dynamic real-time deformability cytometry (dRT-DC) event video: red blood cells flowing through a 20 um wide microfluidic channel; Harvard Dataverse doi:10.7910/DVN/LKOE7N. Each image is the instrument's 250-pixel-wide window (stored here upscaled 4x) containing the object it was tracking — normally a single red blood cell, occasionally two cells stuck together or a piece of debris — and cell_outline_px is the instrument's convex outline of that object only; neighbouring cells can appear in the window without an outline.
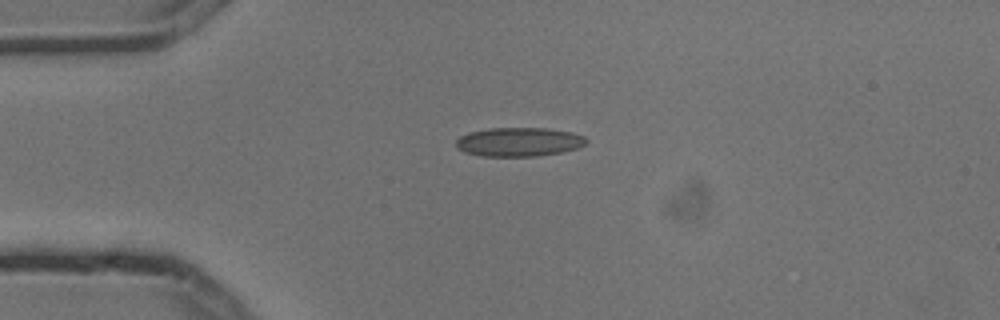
{"species": "common noctule bat (a hibernating species)", "species_latin": "Nyctalus noctula", "temperature_condition": "cold", "stored_images_in_passage": 7, "camera_frame_rate_fps": 3000, "um_per_image_px": 0.085, "animal": {"sex": "male", "body_mass_g": 13.3}, "frame": {"image": 1, "passage_image": 1, "time_ms": 0.0, "image_size_px": [1000, 320], "cell_outline_px": [[588, 140], [584, 144], [576, 148], [560, 152], [536, 156], [480, 156], [464, 152], [456, 148], [456, 140], [460, 136], [468, 132], [488, 128], [544, 128], [572, 132], [584, 136]], "centroid_in_image_um": [44.06, 12.06], "position_along_channel_um": 40.9, "area_um2": 21.96}}
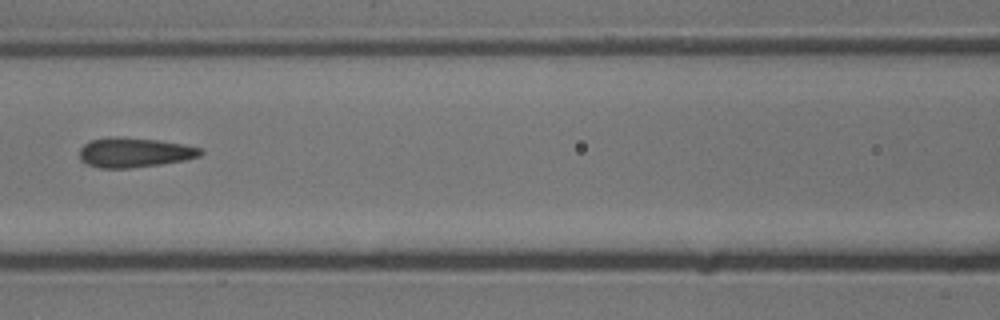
{"frame": {"image": 2, "passage_image": 4, "time_ms": 1.0, "image_size_px": [1000, 320], "cell_outline_px": [[204, 152], [200, 156], [184, 160], [160, 164], [128, 168], [100, 168], [88, 164], [80, 160], [80, 148], [84, 144], [92, 140], [112, 136], [160, 140], [184, 144], [204, 148]], "centroid_in_image_um": [11.46, 12.95], "position_along_channel_um": 155.1, "area_um2": 20.98}}
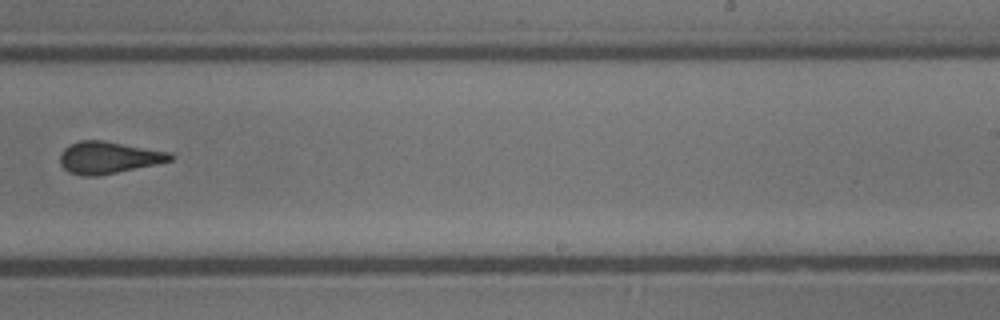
{"frame": {"image": 3, "passage_image": 7, "time_ms": 2.0, "image_size_px": [1000, 320], "cell_outline_px": [[176, 156], [172, 160], [156, 164], [96, 176], [80, 176], [68, 172], [60, 164], [60, 156], [64, 148], [80, 140], [104, 140], [172, 152]], "centroid_in_image_um": [9.24, 13.38], "position_along_channel_um": 279.8, "area_um2": 20.63}}